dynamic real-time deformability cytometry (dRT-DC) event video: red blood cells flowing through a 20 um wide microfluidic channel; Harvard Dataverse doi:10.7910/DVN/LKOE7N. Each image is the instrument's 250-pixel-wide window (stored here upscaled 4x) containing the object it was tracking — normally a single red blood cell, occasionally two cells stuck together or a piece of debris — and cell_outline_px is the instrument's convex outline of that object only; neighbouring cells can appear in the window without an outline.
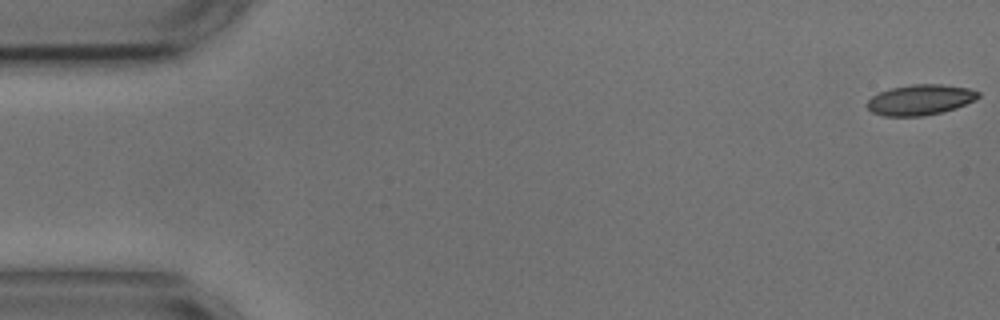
{"species": "common noctule bat (a hibernating species)", "species_latin": "Nyctalus noctula", "temperature_condition": "cold", "stored_images_in_passage": 13, "camera_frame_rate_fps": 3000, "um_per_image_px": 0.085, "animal": {"sex": "male", "body_mass_g": 17.9, "forearm_length_mm": 54.2}, "frame": {"image": 1, "passage_image": 1, "time_ms": 0.0, "image_size_px": [1000, 320], "cell_outline_px": [[980, 96], [976, 100], [956, 108], [924, 116], [884, 116], [872, 112], [864, 104], [872, 96], [880, 92], [892, 88], [912, 84], [940, 84], [968, 88], [980, 92]], "centroid_in_image_um": [78.22, 8.48], "position_along_channel_um": 6.8, "area_um2": 19.77}}
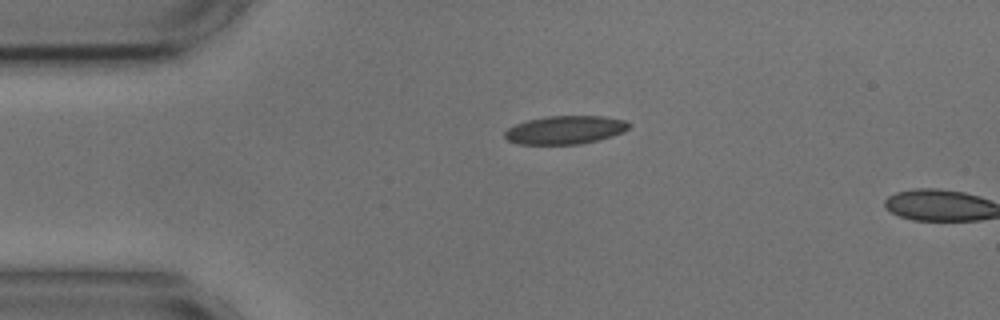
{"frame": {"image": 2, "passage_image": 12, "time_ms": 3.667, "image_size_px": [1000, 320], "cell_outline_px": [[632, 124], [628, 128], [612, 136], [580, 144], [516, 144], [508, 140], [504, 136], [504, 132], [508, 128], [516, 124], [528, 120], [548, 116], [604, 116], [624, 120]], "centroid_in_image_um": [48.02, 11.04], "position_along_channel_um": 37.0, "area_um2": 20.35}}